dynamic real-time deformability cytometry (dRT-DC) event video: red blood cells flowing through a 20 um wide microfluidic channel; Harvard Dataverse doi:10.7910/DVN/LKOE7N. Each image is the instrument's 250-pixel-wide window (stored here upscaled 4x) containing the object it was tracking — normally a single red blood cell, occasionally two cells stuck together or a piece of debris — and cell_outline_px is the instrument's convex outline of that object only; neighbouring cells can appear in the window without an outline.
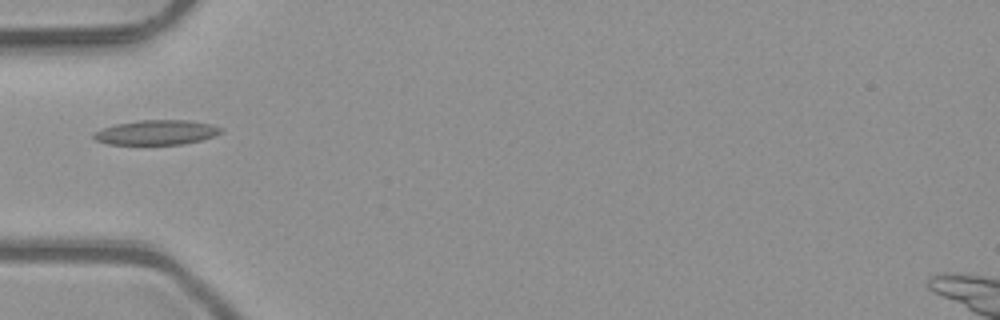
{"species": "common noctule bat (a hibernating species)", "species_latin": "Nyctalus noctula", "temperature_condition": "room temperature", "stored_images_in_passage": 1, "camera_frame_rate_fps": 3000, "um_per_image_px": 0.085, "animal": {"sex": "male", "body_mass_g": 23.1, "forearm_length_mm": 52.7}, "frame": {"image": 1, "passage_image": 1, "time_ms": 0.0, "image_size_px": [1000, 320], "cell_outline_px": [[224, 128], [220, 132], [212, 136], [200, 140], [184, 144], [108, 144], [96, 140], [92, 136], [92, 132], [116, 124], [140, 120], [188, 120], [212, 124]], "centroid_in_image_um": [13.29, 11.25], "position_along_channel_um": 71.7, "area_um2": 18.21}}